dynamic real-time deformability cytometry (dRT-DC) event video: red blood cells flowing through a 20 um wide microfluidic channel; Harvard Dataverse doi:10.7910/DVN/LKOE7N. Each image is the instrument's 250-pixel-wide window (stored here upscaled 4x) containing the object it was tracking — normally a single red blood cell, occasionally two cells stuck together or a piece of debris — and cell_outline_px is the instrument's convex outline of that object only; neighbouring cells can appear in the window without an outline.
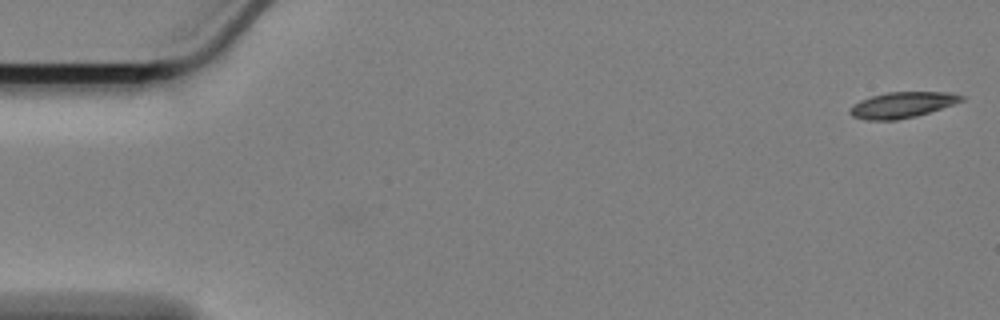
{"species": "Egyptian fruit bat (a non-hibernating species)", "species_latin": "Rousettus aegyptiacus", "temperature_condition": "cold", "stored_images_in_passage": 58, "camera_frame_rate_fps": 3000, "um_per_image_px": 0.085, "animal": {"sex": "female"}, "frame": {"image": 1, "passage_image": 1, "time_ms": 0.0, "image_size_px": [1000, 320], "cell_outline_px": [[964, 100], [916, 116], [896, 120], [868, 120], [852, 116], [848, 112], [848, 108], [852, 104], [860, 100], [872, 96], [888, 92], [948, 92], [964, 96]], "centroid_in_image_um": [76.62, 8.92], "position_along_channel_um": 8.4, "area_um2": 16.65}}
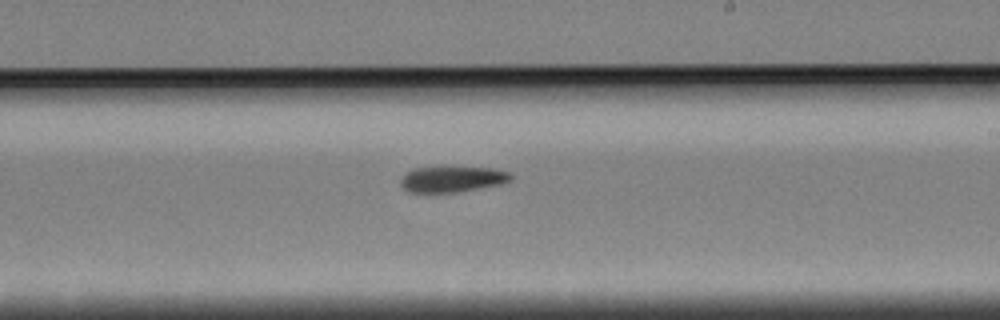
{"frame": {"image": 2, "passage_image": 34, "time_ms": 11.0, "image_size_px": [1000, 320], "cell_outline_px": [[512, 180], [500, 184], [456, 192], [408, 192], [400, 184], [400, 180], [408, 172], [416, 168], [444, 164], [492, 168], [508, 172], [512, 176]], "centroid_in_image_um": [38.44, 15.17], "position_along_channel_um": 250.6, "area_um2": 17.17}}
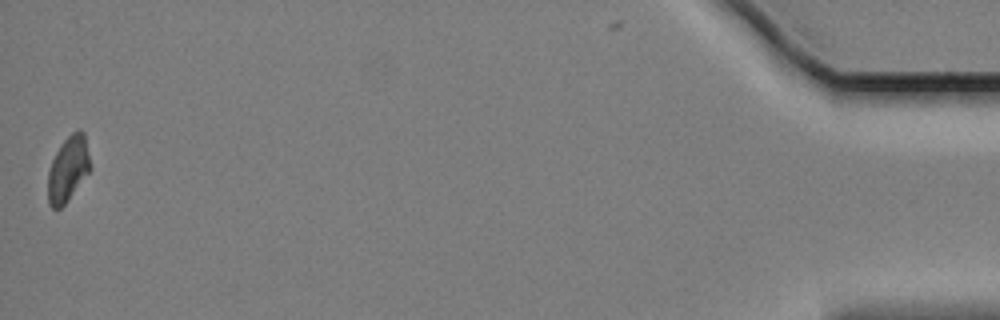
{"frame": {"image": 3, "passage_image": 58, "time_ms": 19.0, "image_size_px": [1000, 320], "cell_outline_px": [[92, 168], [64, 204], [60, 208], [52, 208], [48, 204], [48, 172], [52, 160], [60, 144], [72, 132], [80, 128], [84, 132]], "centroid_in_image_um": [5.79, 14.33], "position_along_channel_um": 429.4, "area_um2": 16.07}, "authors_computed_cell_mechanics": {"area_um2": 17.1666, "velocity_mm_per_s": 3.3955, "shape_relaxation_time_tau1_ms": 6.9098, "shape_relaxation_time_tau2_ms": null, "deformation_change_tau1": 0.1318, "deformation_change_tau2": null}}